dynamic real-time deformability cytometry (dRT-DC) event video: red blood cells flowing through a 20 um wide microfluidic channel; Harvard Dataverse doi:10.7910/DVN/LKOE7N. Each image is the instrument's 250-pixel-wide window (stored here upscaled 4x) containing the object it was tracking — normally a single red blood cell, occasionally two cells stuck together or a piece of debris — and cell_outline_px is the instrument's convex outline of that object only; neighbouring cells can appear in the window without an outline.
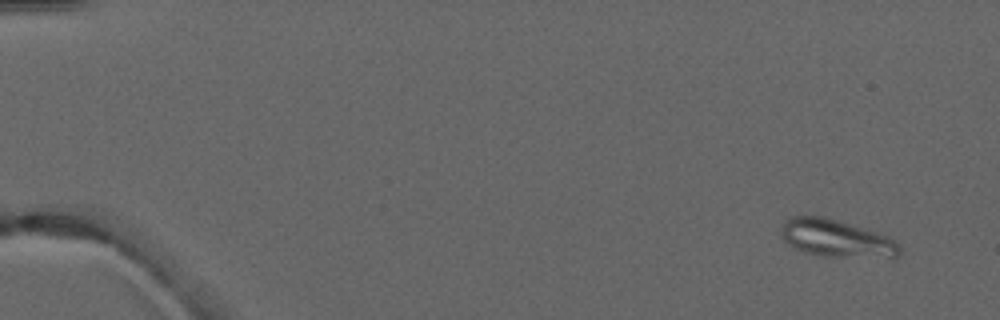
{"species": "common noctule bat (a hibernating species)", "species_latin": "Nyctalus noctula", "temperature_condition": "warm", "stored_images_in_passage": 6, "camera_frame_rate_fps": 3000, "um_per_image_px": 0.085, "animal": {"sex": "male", "forearm_length_mm": 52.5}, "frame": {"image": 1, "passage_image": 1, "time_ms": 0.0, "image_size_px": [1000, 320], "cell_outline_px": [[900, 252], [896, 256], [820, 256], [804, 252], [788, 244], [780, 236], [780, 228], [784, 220], [792, 216], [824, 216], [888, 236], [900, 244]], "centroid_in_image_um": [71.0, 20.24], "position_along_channel_um": 14.0, "area_um2": 25.49}}